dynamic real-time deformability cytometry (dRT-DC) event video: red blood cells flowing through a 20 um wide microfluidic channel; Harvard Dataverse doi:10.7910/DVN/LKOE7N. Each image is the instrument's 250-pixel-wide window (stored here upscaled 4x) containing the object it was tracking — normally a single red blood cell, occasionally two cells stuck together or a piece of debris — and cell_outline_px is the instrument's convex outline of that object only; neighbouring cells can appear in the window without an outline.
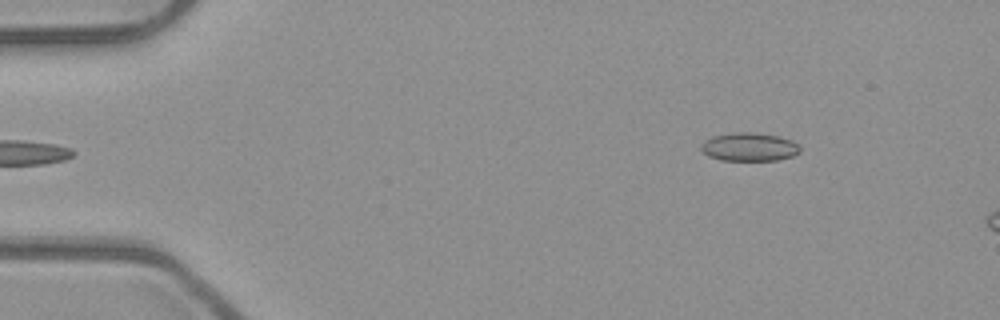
{"species": "common noctule bat (a hibernating species)", "species_latin": "Nyctalus noctula", "temperature_condition": "room temperature", "stored_images_in_passage": 4, "camera_frame_rate_fps": 3000, "um_per_image_px": 0.085, "animal": {"sex": "male", "body_mass_g": 23.1, "forearm_length_mm": 52.7}, "frame": {"image": 1, "passage_image": 4, "time_ms": 1.0, "image_size_px": [1000, 320], "cell_outline_px": [[800, 152], [792, 156], [776, 160], [720, 160], [708, 156], [700, 148], [704, 140], [712, 136], [740, 132], [748, 132], [776, 136], [792, 140], [800, 148]], "centroid_in_image_um": [63.66, 12.5], "position_along_channel_um": 21.3, "area_um2": 16.13}}